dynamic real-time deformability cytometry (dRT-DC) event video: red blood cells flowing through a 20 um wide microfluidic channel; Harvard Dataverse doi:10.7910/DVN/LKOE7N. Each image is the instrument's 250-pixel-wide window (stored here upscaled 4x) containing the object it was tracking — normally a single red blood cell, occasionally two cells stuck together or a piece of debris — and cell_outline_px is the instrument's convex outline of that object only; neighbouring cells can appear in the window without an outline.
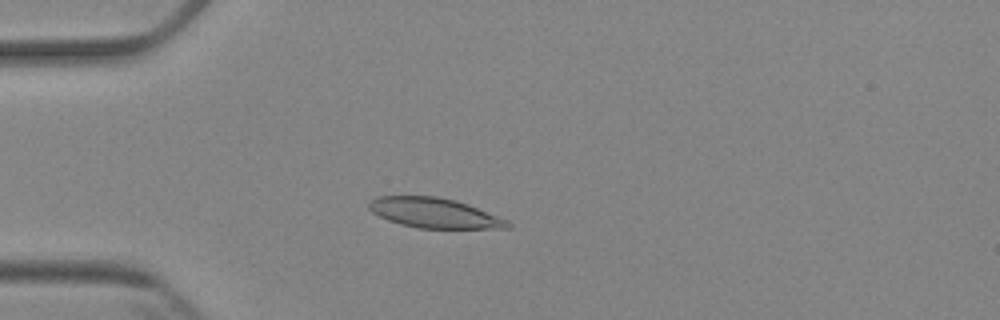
{"species": "Egyptian fruit bat (a non-hibernating species)", "species_latin": "Rousettus aegyptiacus", "temperature_condition": "cold", "stored_images_in_passage": 4, "camera_frame_rate_fps": 3000, "um_per_image_px": 0.085, "animal": {"sex": "female"}, "frame": {"image": 1, "passage_image": 4, "time_ms": 3.333, "image_size_px": [1000, 320], "cell_outline_px": [[512, 228], [416, 228], [400, 224], [388, 220], [372, 212], [368, 208], [368, 200], [376, 196], [436, 196], [456, 200], [468, 204], [508, 220], [512, 224]], "centroid_in_image_um": [36.9, 18.1], "position_along_channel_um": 48.1, "area_um2": 24.33}}